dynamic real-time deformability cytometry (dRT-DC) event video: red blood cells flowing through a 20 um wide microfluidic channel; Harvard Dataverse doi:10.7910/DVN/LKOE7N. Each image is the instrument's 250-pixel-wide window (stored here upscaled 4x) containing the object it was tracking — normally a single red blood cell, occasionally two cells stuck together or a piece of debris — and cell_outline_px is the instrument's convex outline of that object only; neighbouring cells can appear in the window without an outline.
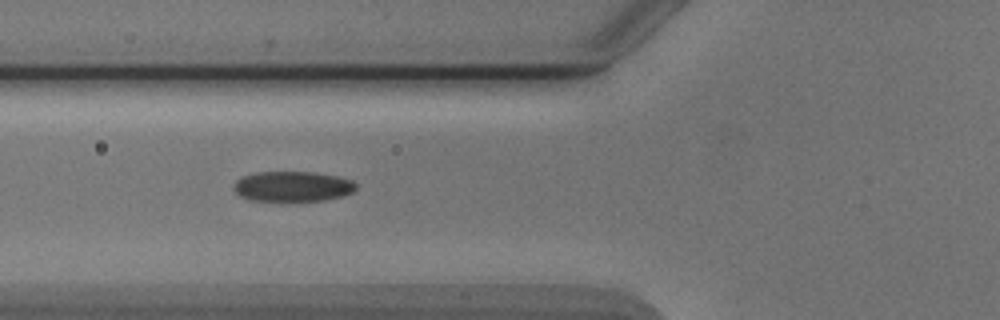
{"species": "Egyptian fruit bat (a non-hibernating species)", "species_latin": "Rousettus aegyptiacus", "temperature_condition": "cold", "stored_images_in_passage": 5, "camera_frame_rate_fps": 3000, "um_per_image_px": 0.085, "animal": {"sex": "male"}, "frame": {"image": 1, "passage_image": 3, "time_ms": 3.333, "image_size_px": [1000, 320], "cell_outline_px": [[356, 188], [352, 192], [344, 196], [324, 200], [248, 200], [240, 196], [236, 192], [236, 180], [244, 176], [256, 172], [316, 172], [336, 176], [352, 180], [356, 184]], "centroid_in_image_um": [24.91, 15.84], "position_along_channel_um": 100.9, "area_um2": 21.27}}
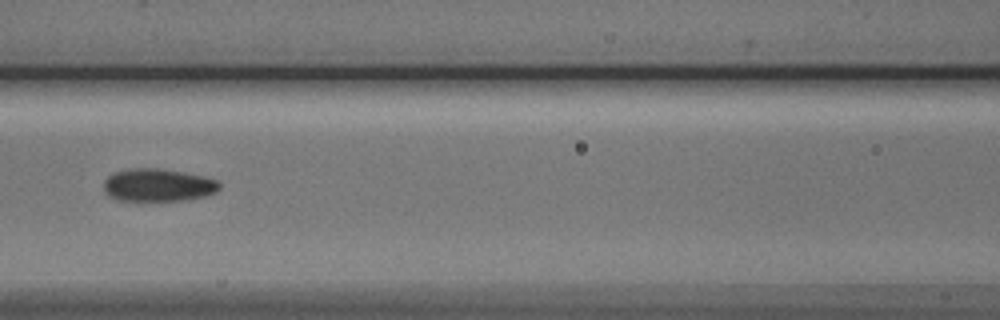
{"frame": {"image": 2, "passage_image": 4, "time_ms": 4.667, "image_size_px": [1000, 320], "cell_outline_px": [[220, 188], [216, 192], [204, 196], [184, 200], [116, 200], [108, 196], [104, 192], [104, 180], [108, 176], [116, 172], [132, 168], [160, 168], [184, 172], [204, 176], [216, 180], [220, 184]], "centroid_in_image_um": [13.42, 15.73], "position_along_channel_um": 153.2, "area_um2": 22.08}}
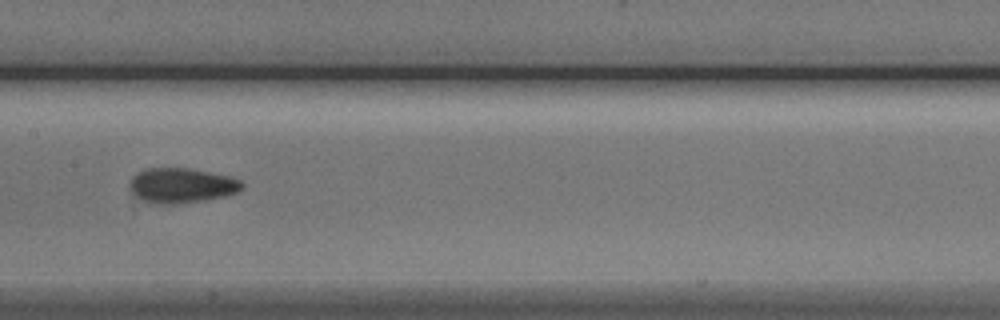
{"frame": {"image": 3, "passage_image": 5, "time_ms": 5.667, "image_size_px": [1000, 320], "cell_outline_px": [[244, 188], [228, 196], [204, 200], [176, 204], [148, 204], [136, 196], [128, 188], [128, 184], [132, 176], [144, 168], [188, 168], [232, 176], [240, 180], [244, 184]], "centroid_in_image_um": [15.42, 15.77], "position_along_channel_um": 192.0, "area_um2": 23.35}}